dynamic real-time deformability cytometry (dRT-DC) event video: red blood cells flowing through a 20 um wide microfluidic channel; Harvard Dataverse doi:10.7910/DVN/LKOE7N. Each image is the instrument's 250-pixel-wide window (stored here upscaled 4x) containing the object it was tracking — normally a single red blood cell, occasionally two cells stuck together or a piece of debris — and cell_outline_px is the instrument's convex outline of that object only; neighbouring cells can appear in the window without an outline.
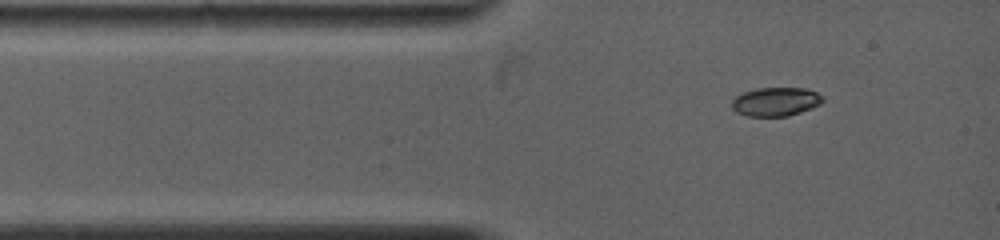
{"species": "common noctule bat (a hibernating species)", "species_latin": "Nyctalus noctula", "temperature_condition": "warm", "stored_images_in_passage": 12, "camera_frame_rate_fps": 5000, "um_per_image_px": 0.085, "animal": {"sex": "female", "body_mass_g": 19.0, "forearm_length_mm": 53.3}, "frame": {"image": 1, "passage_image": 1, "time_ms": 0.0, "image_size_px": [1000, 240], "cell_outline_px": [[824, 100], [820, 104], [812, 108], [788, 116], [748, 116], [736, 112], [732, 108], [732, 100], [736, 96], [744, 92], [756, 88], [804, 88], [816, 92], [824, 96]], "centroid_in_image_um": [65.95, 8.64], "position_along_channel_um": 19.1, "area_um2": 15.26}}
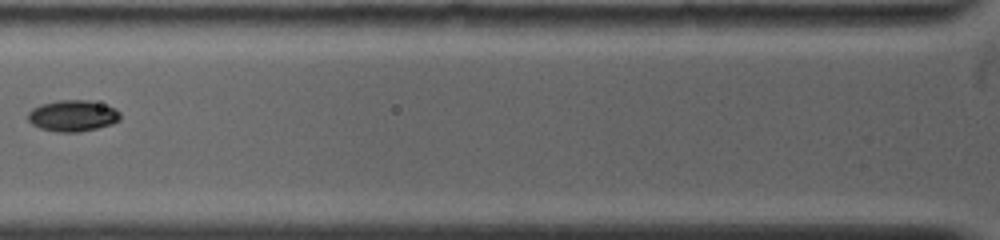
{"frame": {"image": 2, "passage_image": 7, "time_ms": 3.0, "image_size_px": [1000, 240], "cell_outline_px": [[120, 120], [112, 124], [80, 132], [56, 132], [40, 128], [32, 124], [28, 120], [28, 112], [32, 108], [40, 104], [56, 100], [88, 100], [116, 108], [120, 112]], "centroid_in_image_um": [6.17, 9.84], "position_along_channel_um": 119.6, "area_um2": 16.94}}
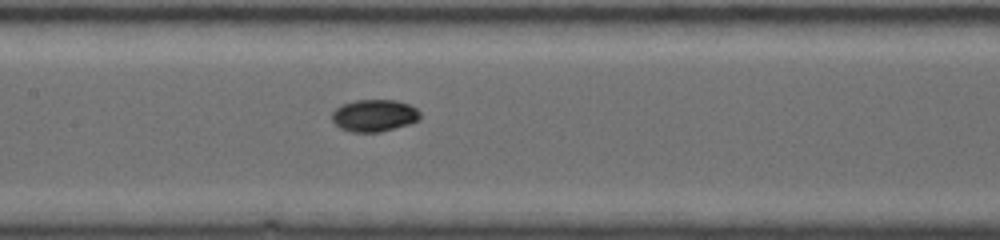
{"frame": {"image": 3, "passage_image": 10, "time_ms": 4.4, "image_size_px": [1000, 240], "cell_outline_px": [[420, 120], [408, 124], [380, 132], [352, 132], [340, 128], [332, 120], [332, 112], [340, 104], [356, 100], [396, 100], [408, 104], [416, 108], [420, 112]], "centroid_in_image_um": [31.8, 9.81], "position_along_channel_um": 175.6, "area_um2": 16.53}}